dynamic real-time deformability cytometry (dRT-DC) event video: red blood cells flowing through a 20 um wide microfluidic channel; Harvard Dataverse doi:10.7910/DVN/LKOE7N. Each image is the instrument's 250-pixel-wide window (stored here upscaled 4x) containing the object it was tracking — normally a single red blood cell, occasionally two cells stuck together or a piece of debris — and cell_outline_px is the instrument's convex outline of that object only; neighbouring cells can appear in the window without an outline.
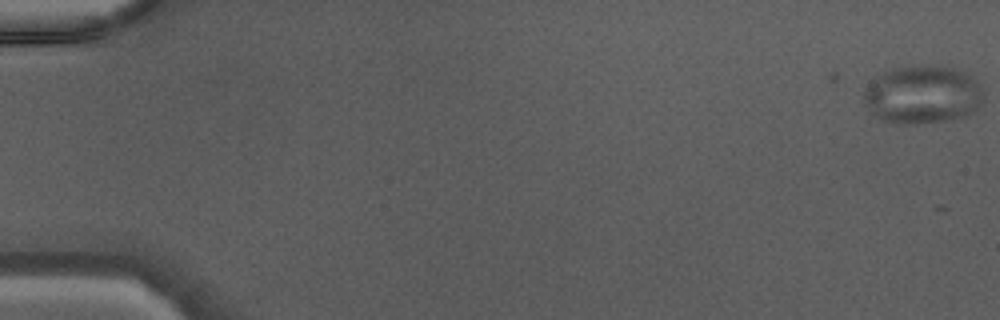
{"species": "Egyptian fruit bat (a non-hibernating species)", "species_latin": "Rousettus aegyptiacus", "temperature_condition": "warm", "stored_images_in_passage": 14, "camera_frame_rate_fps": 3000, "um_per_image_px": 0.085, "animal": {"sex": "male"}, "frame": {"image": 1, "passage_image": 1, "time_ms": 0.0, "image_size_px": [1000, 320], "cell_outline_px": [[984, 100], [972, 112], [964, 116], [944, 120], [916, 124], [900, 124], [880, 120], [868, 108], [864, 100], [864, 88], [876, 76], [892, 68], [940, 64], [952, 68], [972, 76], [984, 88]], "centroid_in_image_um": [78.43, 8.03], "position_along_channel_um": 6.6, "area_um2": 40.81}}